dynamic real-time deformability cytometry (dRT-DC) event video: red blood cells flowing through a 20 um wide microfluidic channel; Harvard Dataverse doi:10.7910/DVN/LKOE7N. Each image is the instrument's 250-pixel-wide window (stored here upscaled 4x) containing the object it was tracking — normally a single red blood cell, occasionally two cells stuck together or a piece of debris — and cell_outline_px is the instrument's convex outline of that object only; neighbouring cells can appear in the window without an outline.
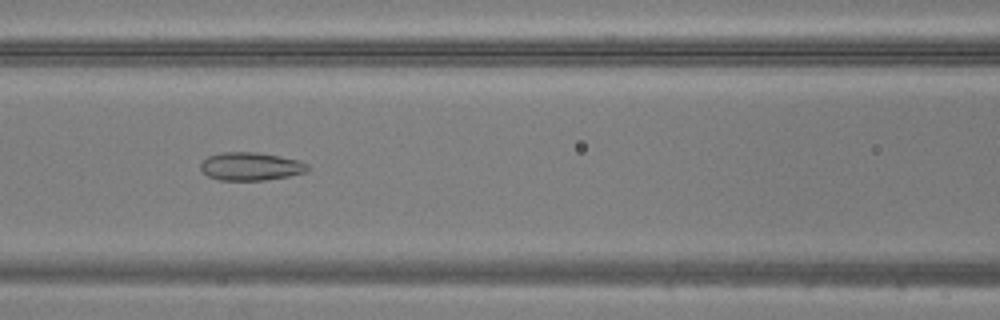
{"species": "common noctule bat (a hibernating species)", "species_latin": "Nyctalus noctula", "temperature_condition": "warm", "stored_images_in_passage": 50, "camera_frame_rate_fps": 3000, "um_per_image_px": 0.085, "animal": {"sex": "male", "body_mass_g": 20.5, "forearm_length_mm": 52.5}, "frame": {"image": 1, "passage_image": 22, "time_ms": 7.0, "image_size_px": [1000, 320], "cell_outline_px": [[312, 168], [304, 172], [288, 176], [264, 180], [220, 180], [208, 176], [200, 168], [200, 164], [208, 156], [224, 152], [256, 152], [280, 156], [300, 160], [308, 164]], "centroid_in_image_um": [21.34, 14.14], "position_along_channel_um": 145.3, "area_um2": 17.51}}
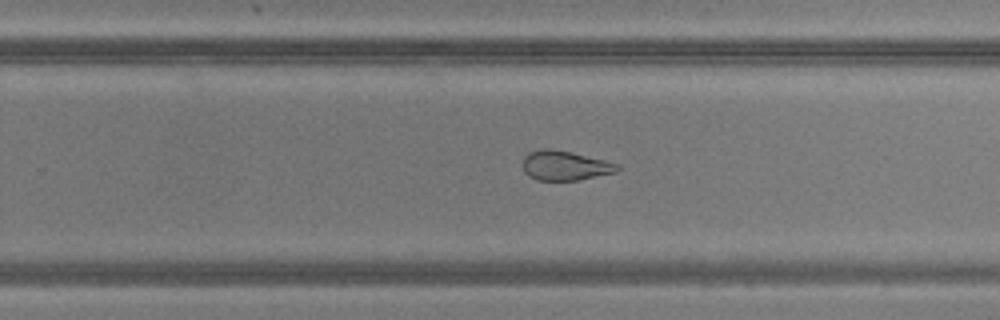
{"frame": {"image": 2, "passage_image": 32, "time_ms": 10.333, "image_size_px": [1000, 320], "cell_outline_px": [[620, 168], [616, 172], [576, 180], [536, 180], [528, 176], [524, 172], [524, 156], [528, 152], [544, 148], [548, 148], [568, 152], [604, 160], [620, 164]], "centroid_in_image_um": [48.0, 14.08], "position_along_channel_um": 281.8, "area_um2": 16.07}}
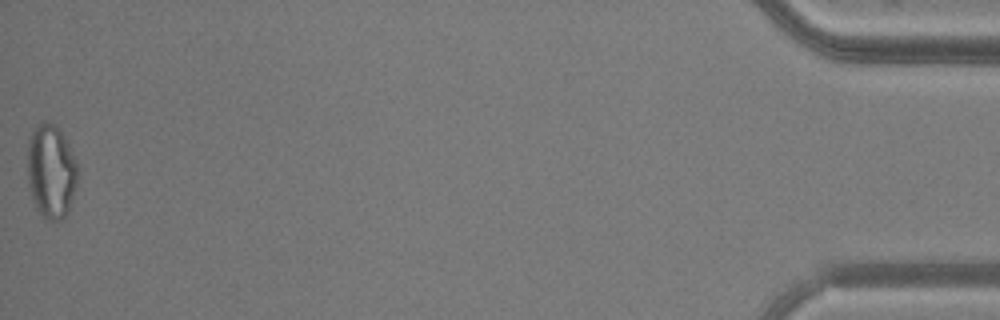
{"frame": {"image": 3, "passage_image": 50, "time_ms": 16.333, "image_size_px": [1000, 320], "cell_outline_px": [[76, 184], [68, 208], [64, 216], [60, 220], [48, 220], [36, 208], [32, 200], [28, 184], [28, 140], [32, 128], [44, 120], [52, 124], [64, 136], [68, 144], [76, 164]], "centroid_in_image_um": [4.29, 14.54], "position_along_channel_um": 430.9, "area_um2": 26.93}}